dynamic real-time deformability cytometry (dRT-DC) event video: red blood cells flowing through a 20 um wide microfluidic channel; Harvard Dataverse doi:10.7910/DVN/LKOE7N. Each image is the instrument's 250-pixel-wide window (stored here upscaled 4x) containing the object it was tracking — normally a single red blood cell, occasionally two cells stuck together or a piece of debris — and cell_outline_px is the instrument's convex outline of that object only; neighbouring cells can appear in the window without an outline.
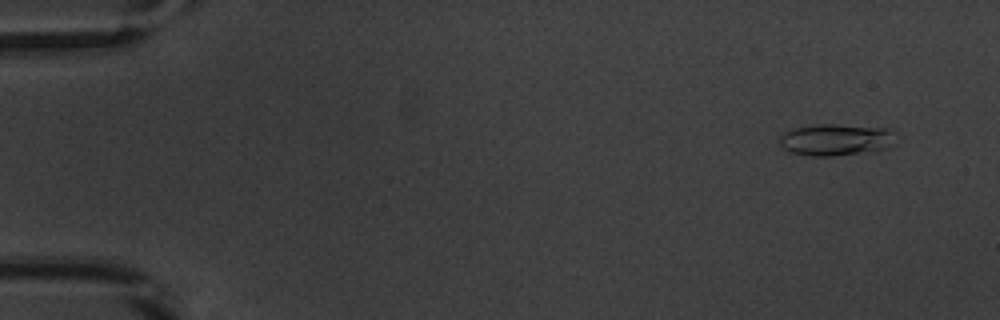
{"species": "common noctule bat (a hibernating species)", "species_latin": "Nyctalus noctula", "temperature_condition": "warm", "stored_images_in_passage": 53, "camera_frame_rate_fps": 3000, "um_per_image_px": 0.085, "animal": {"sex": "male", "body_mass_g": 20.1, "forearm_length_mm": 53.5}, "frame": {"image": 1, "passage_image": 4, "time_ms": 1.0, "image_size_px": [1000, 320], "cell_outline_px": [[896, 144], [872, 152], [832, 156], [808, 156], [792, 152], [784, 148], [780, 144], [780, 136], [784, 132], [796, 128], [816, 124], [836, 124], [888, 128], [896, 132]], "centroid_in_image_um": [71.12, 11.88], "position_along_channel_um": 13.9, "area_um2": 21.79}}
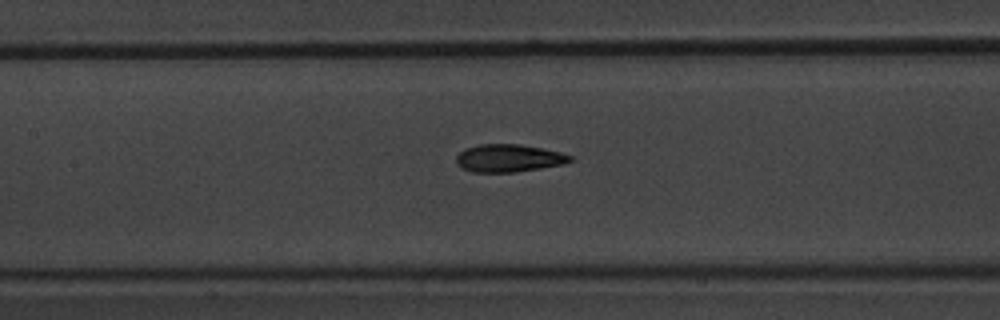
{"frame": {"image": 2, "passage_image": 25, "time_ms": 8.0, "image_size_px": [1000, 320], "cell_outline_px": [[576, 160], [564, 164], [516, 172], [472, 172], [456, 164], [456, 156], [464, 148], [480, 144], [520, 144], [560, 152], [572, 156]], "centroid_in_image_um": [43.25, 13.44], "position_along_channel_um": 164.1, "area_um2": 18.44}}
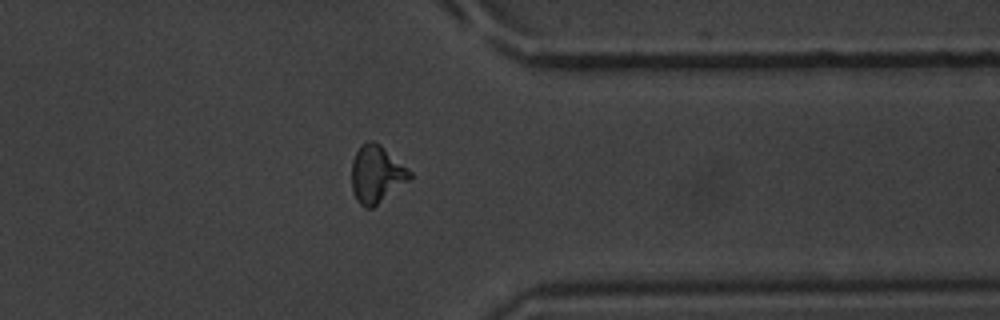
{"frame": {"image": 3, "passage_image": 42, "time_ms": 13.667, "image_size_px": [1000, 320], "cell_outline_px": [[412, 176], [408, 180], [372, 208], [364, 208], [356, 200], [352, 192], [352, 160], [360, 144], [368, 140], [372, 140], [380, 144], [412, 172]], "centroid_in_image_um": [31.97, 14.79], "position_along_channel_um": 379.4, "area_um2": 19.31}, "authors_computed_cell_mechanics": {"area_um2": 18.4382, "velocity_mm_per_s": 3.8999, "shape_relaxation_time_tau1_ms": 3.5851, "shape_relaxation_time_tau2_ms": 1.8648, "deformation_change_tau1": 0.1685, "deformation_change_tau2": 0.0821}}